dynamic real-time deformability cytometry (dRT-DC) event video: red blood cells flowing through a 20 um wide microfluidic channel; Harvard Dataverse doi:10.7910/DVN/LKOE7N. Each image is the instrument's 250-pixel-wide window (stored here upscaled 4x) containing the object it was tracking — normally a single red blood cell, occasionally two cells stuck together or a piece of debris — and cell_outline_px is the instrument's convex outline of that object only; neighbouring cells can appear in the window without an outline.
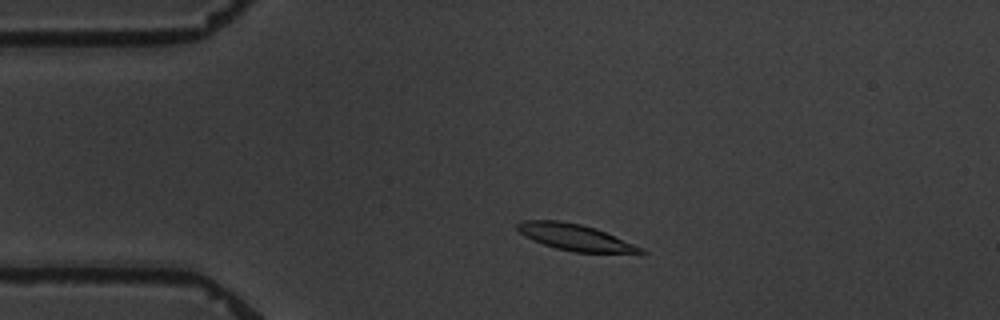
{"species": "common noctule bat (a hibernating species)", "species_latin": "Nyctalus noctula", "temperature_condition": "warm", "stored_images_in_passage": 4, "camera_frame_rate_fps": 3000, "um_per_image_px": 0.085, "animal": {"sex": "male", "body_mass_g": 19.5, "forearm_length_mm": 54.6}, "frame": {"image": 1, "passage_image": 3, "time_ms": 2.333, "image_size_px": [1000, 320], "cell_outline_px": [[648, 252], [572, 252], [556, 248], [532, 240], [524, 236], [516, 228], [516, 224], [520, 220], [560, 220], [580, 224], [596, 228], [644, 248]], "centroid_in_image_um": [48.82, 20.15], "position_along_channel_um": 36.2, "area_um2": 18.79}}